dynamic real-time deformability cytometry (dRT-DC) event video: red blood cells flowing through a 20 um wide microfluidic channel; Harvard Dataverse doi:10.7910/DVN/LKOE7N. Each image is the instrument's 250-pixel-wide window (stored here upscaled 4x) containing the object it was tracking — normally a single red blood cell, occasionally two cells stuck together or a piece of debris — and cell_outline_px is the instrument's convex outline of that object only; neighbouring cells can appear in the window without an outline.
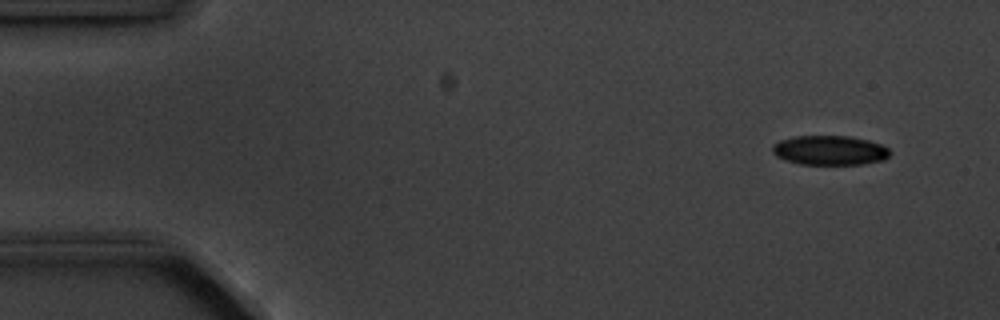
{"species": "common noctule bat (a hibernating species)", "species_latin": "Nyctalus noctula", "temperature_condition": "cold", "stored_images_in_passage": 5, "camera_frame_rate_fps": 3000, "um_per_image_px": 0.085, "animal": {"sex": "male", "body_mass_g": 20.1, "forearm_length_mm": 53.5}, "frame": {"image": 1, "passage_image": 1, "time_ms": 0.0, "image_size_px": [1000, 320], "cell_outline_px": [[892, 152], [884, 160], [860, 164], [800, 164], [784, 160], [776, 156], [772, 152], [772, 144], [780, 140], [796, 136], [852, 136], [868, 140], [880, 144], [888, 148]], "centroid_in_image_um": [70.51, 12.77], "position_along_channel_um": 14.5, "area_um2": 20.29}}
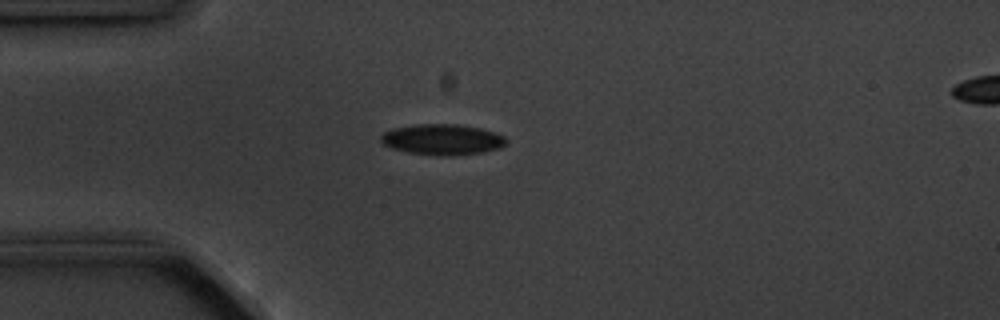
{"frame": {"image": 2, "passage_image": 4, "time_ms": 3.333, "image_size_px": [1000, 320], "cell_outline_px": [[508, 140], [500, 148], [484, 152], [448, 156], [436, 156], [408, 152], [392, 148], [380, 144], [380, 136], [384, 132], [392, 128], [420, 124], [456, 124], [480, 128], [504, 136]], "centroid_in_image_um": [37.56, 11.87], "position_along_channel_um": 47.4, "area_um2": 22.54}}